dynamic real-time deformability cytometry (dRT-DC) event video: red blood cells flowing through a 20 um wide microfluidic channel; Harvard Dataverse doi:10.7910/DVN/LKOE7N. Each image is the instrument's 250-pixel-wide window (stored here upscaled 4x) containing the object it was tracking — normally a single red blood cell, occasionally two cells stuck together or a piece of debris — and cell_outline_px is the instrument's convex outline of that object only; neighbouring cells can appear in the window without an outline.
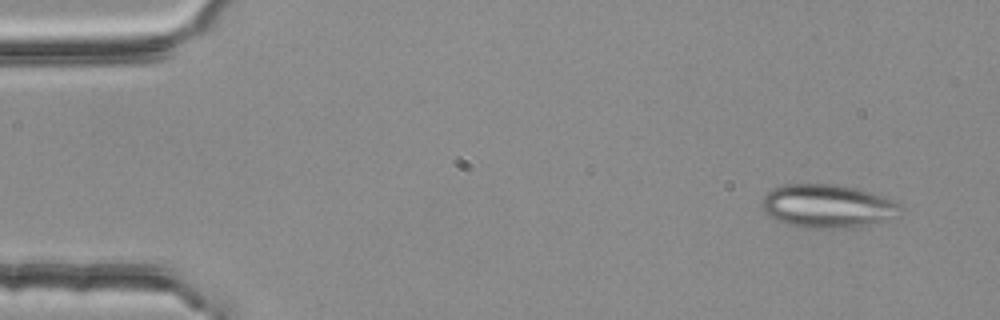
{"species": "common noctule bat (a hibernating species)", "species_latin": "Nyctalus noctula", "temperature_condition": "room temperature", "stored_images_in_passage": 4, "segment_of_instrument_passage": [1, 2], "camera_frame_rate_fps": 3000, "um_per_image_px": 0.085, "animal": {"sex": "female", "body_mass_g": 25.1}, "frame": {"image": 1, "passage_image": 1, "time_ms": 0.0, "image_size_px": [1000, 320], "cell_outline_px": [[900, 216], [852, 228], [804, 228], [788, 224], [776, 220], [768, 216], [764, 212], [760, 204], [764, 196], [768, 192], [784, 184], [832, 184], [852, 188], [868, 192], [896, 200], [900, 208]], "centroid_in_image_um": [70.31, 17.53], "position_along_channel_um": 14.7, "area_um2": 34.91}}